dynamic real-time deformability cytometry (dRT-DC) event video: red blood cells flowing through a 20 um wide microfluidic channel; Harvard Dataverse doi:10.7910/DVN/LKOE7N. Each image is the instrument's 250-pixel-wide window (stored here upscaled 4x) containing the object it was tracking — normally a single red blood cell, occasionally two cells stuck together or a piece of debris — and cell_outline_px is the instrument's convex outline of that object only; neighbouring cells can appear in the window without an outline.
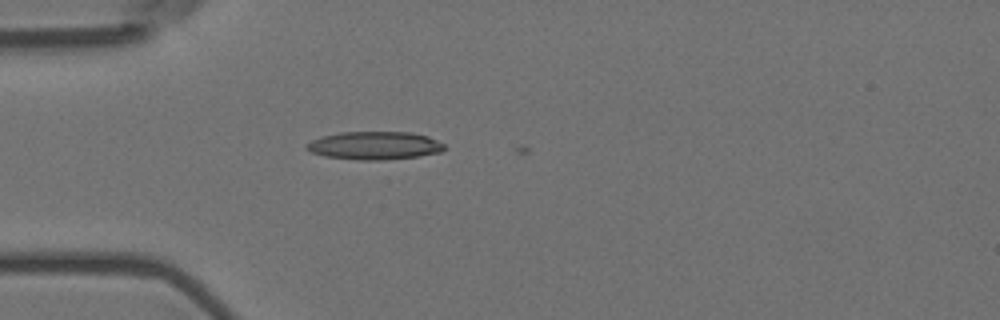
{"species": "Egyptian fruit bat (a non-hibernating species)", "species_latin": "Rousettus aegyptiacus", "temperature_condition": "room temperature", "stored_images_in_passage": 5, "camera_frame_rate_fps": 3000, "um_per_image_px": 0.085, "animal": {"sex": "female"}, "frame": {"image": 1, "passage_image": 4, "time_ms": 1.0, "image_size_px": [1000, 320], "cell_outline_px": [[444, 148], [440, 152], [416, 156], [384, 160], [356, 160], [324, 156], [312, 152], [304, 148], [304, 144], [320, 136], [340, 132], [412, 132], [428, 136], [444, 144]], "centroid_in_image_um": [31.78, 12.36], "position_along_channel_um": 53.2, "area_um2": 22.6}}